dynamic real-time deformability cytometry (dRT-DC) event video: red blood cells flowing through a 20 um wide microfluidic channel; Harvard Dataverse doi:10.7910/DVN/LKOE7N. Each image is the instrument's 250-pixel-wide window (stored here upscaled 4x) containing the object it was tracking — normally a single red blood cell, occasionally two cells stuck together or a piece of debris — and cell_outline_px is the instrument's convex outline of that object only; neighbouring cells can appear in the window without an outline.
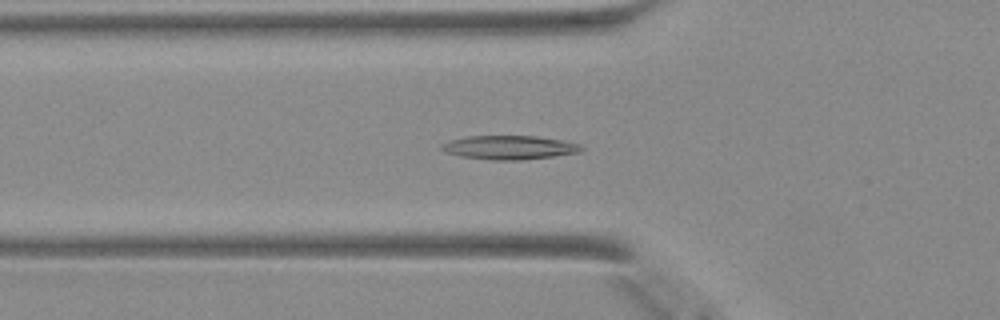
{"species": "Egyptian fruit bat (a non-hibernating species)", "species_latin": "Rousettus aegyptiacus", "temperature_condition": "warm", "stored_images_in_passage": 40, "camera_frame_rate_fps": 3000, "um_per_image_px": 0.085, "animal": {"sex": "female"}, "frame": {"image": 1, "passage_image": 17, "time_ms": 5.333, "image_size_px": [1000, 320], "cell_outline_px": [[584, 148], [580, 152], [552, 156], [520, 160], [492, 160], [460, 156], [444, 152], [440, 148], [440, 144], [452, 140], [468, 136], [536, 136], [560, 140], [580, 144]], "centroid_in_image_um": [43.27, 12.53], "position_along_channel_um": 82.5, "area_um2": 19.31}}
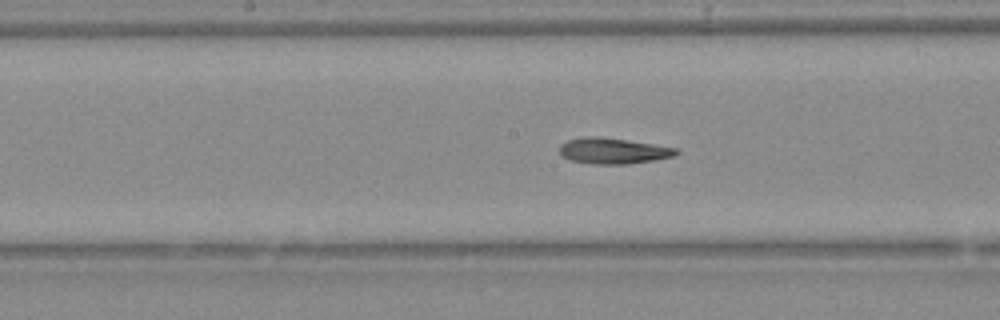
{"frame": {"image": 2, "passage_image": 25, "time_ms": 8.0, "image_size_px": [1000, 320], "cell_outline_px": [[680, 152], [676, 156], [656, 160], [628, 164], [592, 164], [568, 160], [560, 152], [560, 144], [568, 140], [592, 136], [596, 136], [628, 140], [676, 148]], "centroid_in_image_um": [52.15, 12.84], "position_along_channel_um": 196.1, "area_um2": 17.57}}
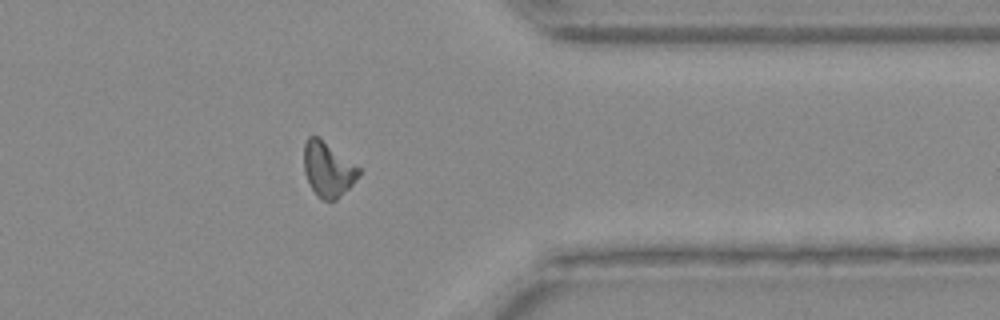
{"frame": {"image": 3, "passage_image": 39, "time_ms": 12.667, "image_size_px": [1000, 320], "cell_outline_px": [[360, 172], [352, 184], [336, 200], [324, 200], [308, 184], [304, 172], [304, 144], [308, 136], [316, 136], [360, 168]], "centroid_in_image_um": [27.84, 14.4], "position_along_channel_um": 383.6, "area_um2": 16.94}}